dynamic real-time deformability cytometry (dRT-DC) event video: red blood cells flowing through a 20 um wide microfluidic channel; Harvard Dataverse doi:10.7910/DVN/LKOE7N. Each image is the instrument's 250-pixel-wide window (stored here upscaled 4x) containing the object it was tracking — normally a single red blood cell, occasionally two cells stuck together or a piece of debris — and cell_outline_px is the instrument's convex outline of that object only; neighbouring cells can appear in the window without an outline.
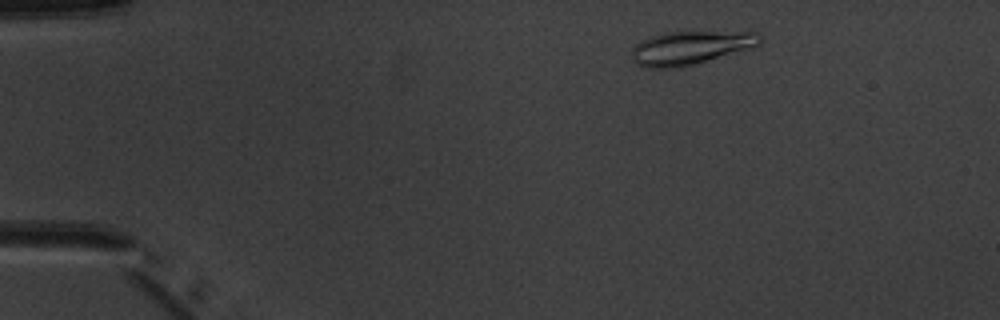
{"species": "common noctule bat (a hibernating species)", "species_latin": "Nyctalus noctula", "temperature_condition": "warm", "stored_images_in_passage": 3, "camera_frame_rate_fps": 3000, "um_per_image_px": 0.085, "animal": {"sex": "male", "body_mass_g": 20.1, "forearm_length_mm": 53.5}, "frame": {"image": 1, "passage_image": 2, "time_ms": 1.0, "image_size_px": [1000, 320], "cell_outline_px": [[764, 40], [756, 48], [684, 68], [648, 68], [636, 64], [632, 60], [632, 48], [640, 40], [664, 32], [756, 32], [764, 36]], "centroid_in_image_um": [58.77, 4.08], "position_along_channel_um": 26.2, "area_um2": 25.89}}